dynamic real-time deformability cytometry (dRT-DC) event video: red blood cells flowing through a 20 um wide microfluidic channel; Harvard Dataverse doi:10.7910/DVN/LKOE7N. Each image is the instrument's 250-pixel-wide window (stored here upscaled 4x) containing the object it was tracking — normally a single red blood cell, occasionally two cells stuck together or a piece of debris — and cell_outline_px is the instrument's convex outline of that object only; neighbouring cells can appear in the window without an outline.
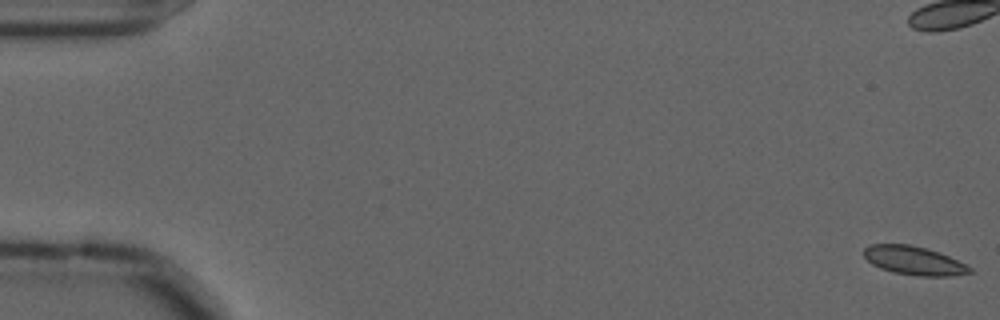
{"species": "common noctule bat (a hibernating species)", "species_latin": "Nyctalus noctula", "temperature_condition": "cold", "stored_images_in_passage": 58, "camera_frame_rate_fps": 3000, "um_per_image_px": 0.085, "animal": {"sex": "male", "forearm_length_mm": 52.5}, "frame": {"image": 1, "passage_image": 1, "time_ms": 0.0, "image_size_px": [1000, 320], "cell_outline_px": [[976, 272], [952, 276], [920, 276], [892, 272], [880, 268], [872, 264], [864, 256], [864, 248], [868, 244], [908, 244], [928, 248], [940, 252], [972, 268]], "centroid_in_image_um": [77.7, 22.15], "position_along_channel_um": 7.3, "area_um2": 17.8}, "authors_computed_cell_mechanics": {"area_um2": 17.34, "velocity_mm_per_s": 3.581, "shape_relaxation_time_tau1_ms": 9.5965, "shape_relaxation_time_tau2_ms": 4.0302, "deformation_change_tau1": 0.1411, "deformation_change_tau2": 0.0683}}